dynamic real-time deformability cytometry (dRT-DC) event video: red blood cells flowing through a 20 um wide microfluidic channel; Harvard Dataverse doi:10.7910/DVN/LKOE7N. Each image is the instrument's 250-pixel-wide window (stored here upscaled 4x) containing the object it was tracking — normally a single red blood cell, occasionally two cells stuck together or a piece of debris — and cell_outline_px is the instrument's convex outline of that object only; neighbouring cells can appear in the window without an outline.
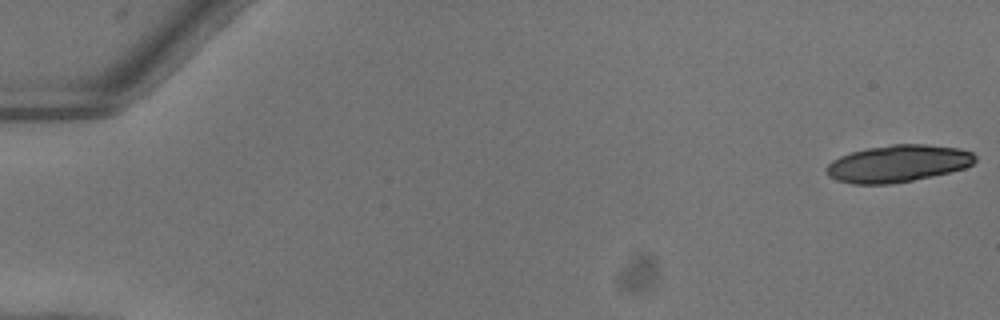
{"species": "common noctule bat (a hibernating species)", "species_latin": "Nyctalus noctula", "temperature_condition": "warm", "stored_images_in_passage": 12, "camera_frame_rate_fps": 3000, "um_per_image_px": 0.085, "animal": {"sex": "female"}, "frame": {"image": 1, "passage_image": 1, "time_ms": 0.0, "image_size_px": [1000, 320], "cell_outline_px": [[976, 160], [972, 164], [964, 168], [932, 176], [912, 180], [888, 184], [852, 184], [836, 180], [828, 176], [824, 168], [832, 160], [840, 156], [852, 152], [868, 148], [892, 144], [924, 144], [960, 148], [972, 152], [976, 156]], "centroid_in_image_um": [76.3, 13.9], "position_along_channel_um": 8.7, "area_um2": 32.14}}